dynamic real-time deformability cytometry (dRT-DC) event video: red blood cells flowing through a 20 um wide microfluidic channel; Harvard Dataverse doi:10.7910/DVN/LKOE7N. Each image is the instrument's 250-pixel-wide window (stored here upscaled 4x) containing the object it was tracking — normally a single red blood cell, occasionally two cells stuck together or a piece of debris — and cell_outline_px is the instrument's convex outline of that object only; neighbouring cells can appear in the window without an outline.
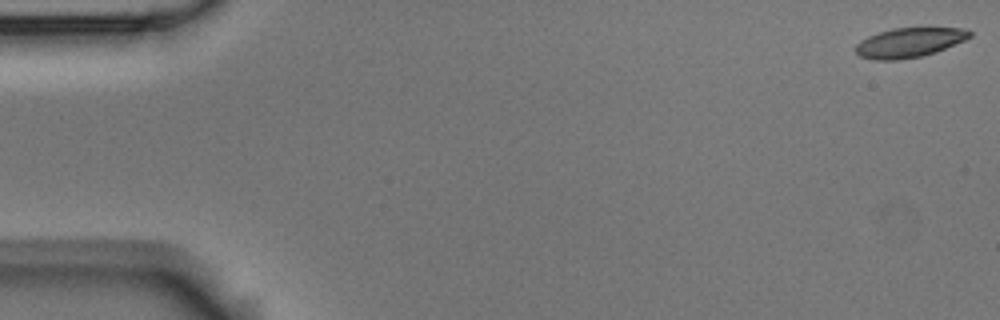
{"species": "Egyptian fruit bat (a non-hibernating species)", "species_latin": "Rousettus aegyptiacus", "temperature_condition": "room temperature", "stored_images_in_passage": 5, "camera_frame_rate_fps": 3000, "um_per_image_px": 0.085, "animal": {"sex": "male"}, "frame": {"image": 1, "passage_image": 1, "time_ms": 0.0, "image_size_px": [1000, 320], "cell_outline_px": [[972, 36], [964, 40], [936, 52], [920, 56], [896, 60], [876, 60], [860, 56], [856, 52], [856, 44], [860, 40], [868, 36], [892, 28], [964, 28], [972, 32]], "centroid_in_image_um": [77.28, 3.61], "position_along_channel_um": 7.7, "area_um2": 19.48}}
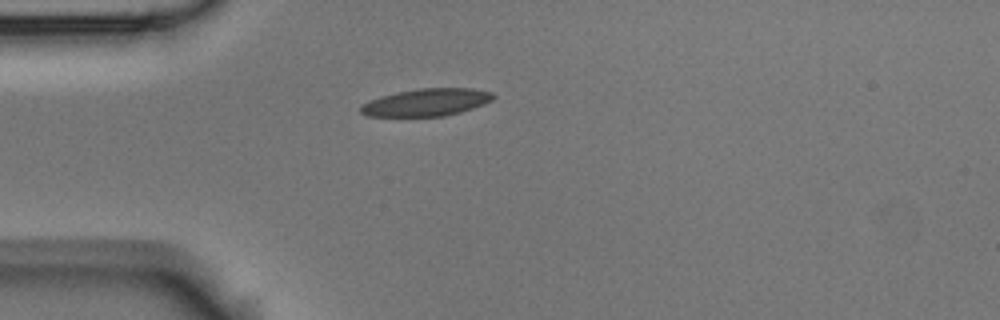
{"frame": {"image": 2, "passage_image": 5, "time_ms": 1.333, "image_size_px": [1000, 320], "cell_outline_px": [[496, 96], [492, 100], [484, 104], [460, 112], [444, 116], [368, 116], [360, 112], [360, 108], [368, 100], [380, 96], [396, 92], [420, 88], [472, 88], [492, 92]], "centroid_in_image_um": [36.26, 8.69], "position_along_channel_um": 48.7, "area_um2": 21.15}}